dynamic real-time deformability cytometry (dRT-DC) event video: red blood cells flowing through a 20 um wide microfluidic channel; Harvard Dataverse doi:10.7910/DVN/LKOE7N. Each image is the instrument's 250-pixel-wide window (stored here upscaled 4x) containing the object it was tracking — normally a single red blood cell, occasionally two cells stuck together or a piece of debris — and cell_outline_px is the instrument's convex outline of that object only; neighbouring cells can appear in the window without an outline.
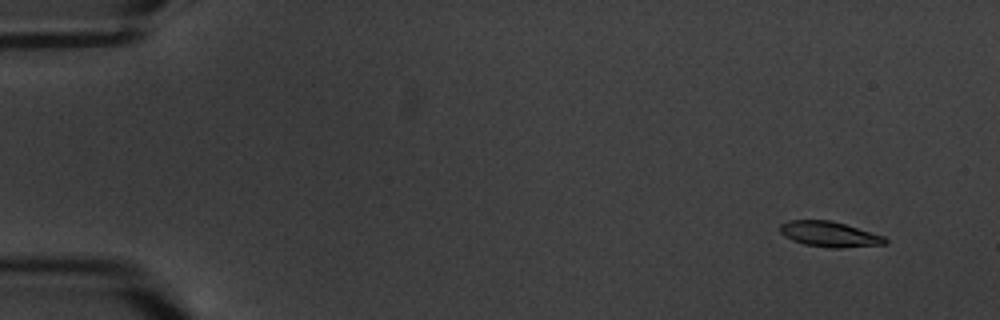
{"species": "common noctule bat (a hibernating species)", "species_latin": "Nyctalus noctula", "temperature_condition": "warm", "stored_images_in_passage": 6, "camera_frame_rate_fps": 3000, "um_per_image_px": 0.085, "animal": {"sex": "male", "body_mass_g": 20.1, "forearm_length_mm": 53.5}, "frame": {"image": 1, "passage_image": 1, "time_ms": 0.0, "image_size_px": [1000, 320], "cell_outline_px": [[888, 244], [840, 248], [828, 248], [804, 244], [792, 240], [784, 236], [780, 232], [780, 224], [788, 220], [832, 220], [884, 236], [888, 240]], "centroid_in_image_um": [70.5, 19.91], "position_along_channel_um": 14.5, "area_um2": 15.66}}